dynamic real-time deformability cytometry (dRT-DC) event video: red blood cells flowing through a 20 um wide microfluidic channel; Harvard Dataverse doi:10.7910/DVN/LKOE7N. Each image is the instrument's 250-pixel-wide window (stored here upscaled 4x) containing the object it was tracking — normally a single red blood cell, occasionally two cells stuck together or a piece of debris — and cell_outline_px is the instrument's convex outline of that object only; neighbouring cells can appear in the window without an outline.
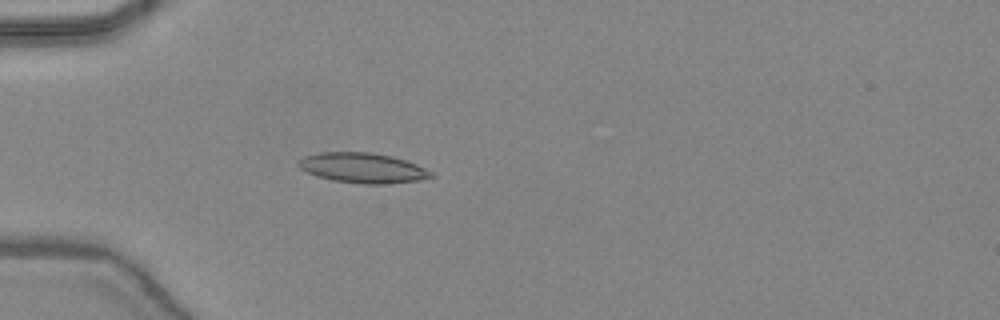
{"species": "common noctule bat (a hibernating species)", "species_latin": "Nyctalus noctula", "temperature_condition": "warm", "stored_images_in_passage": 37, "camera_frame_rate_fps": 3000, "um_per_image_px": 0.085, "animal": {"sex": "female", "body_mass_g": 24.6, "forearm_length_mm": 56.2}, "frame": {"image": 1, "passage_image": 11, "time_ms": 3.333, "image_size_px": [1000, 320], "cell_outline_px": [[436, 176], [416, 180], [384, 184], [364, 184], [332, 180], [316, 176], [300, 168], [296, 164], [296, 160], [304, 156], [320, 152], [368, 152], [388, 156], [404, 160], [416, 164], [432, 172]], "centroid_in_image_um": [30.77, 14.27], "position_along_channel_um": 54.2, "area_um2": 23.06}}
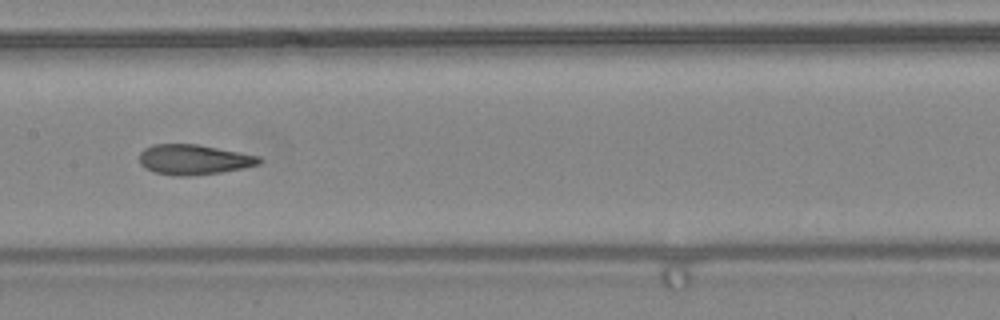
{"frame": {"image": 2, "passage_image": 21, "time_ms": 6.667, "image_size_px": [1000, 320], "cell_outline_px": [[264, 160], [260, 164], [244, 168], [220, 172], [188, 176], [176, 176], [152, 172], [140, 164], [140, 152], [144, 148], [152, 144], [196, 144], [260, 156]], "centroid_in_image_um": [16.47, 13.56], "position_along_channel_um": 190.9, "area_um2": 21.1}}
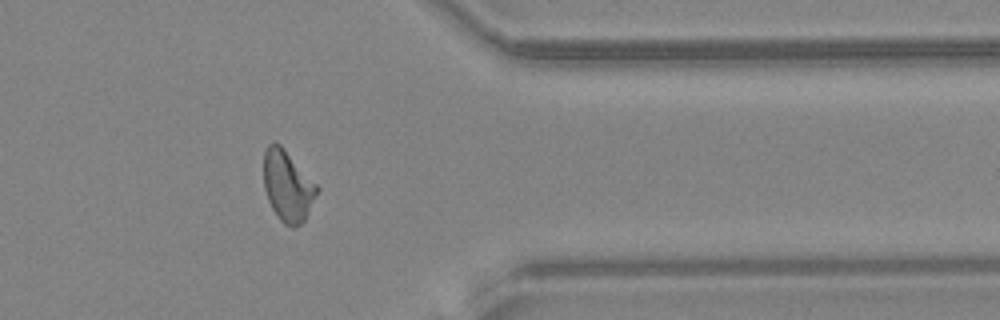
{"frame": {"image": 3, "passage_image": 35, "time_ms": 11.333, "image_size_px": [1000, 320], "cell_outline_px": [[320, 188], [304, 220], [296, 228], [292, 228], [284, 224], [280, 220], [272, 208], [268, 200], [264, 188], [264, 152], [268, 144], [272, 140], [280, 144], [284, 148]], "centroid_in_image_um": [24.44, 15.8], "position_along_channel_um": 387.0, "area_um2": 21.96}, "authors_computed_cell_mechanics": {"area_um2": 21.4438, "velocity_mm_per_s": 4.4495, "shape_relaxation_time_tau1_ms": 6.8679, "shape_relaxation_time_tau2_ms": 1.21, "deformation_change_tau1": 0.2116, "deformation_change_tau2": 0.0766}}